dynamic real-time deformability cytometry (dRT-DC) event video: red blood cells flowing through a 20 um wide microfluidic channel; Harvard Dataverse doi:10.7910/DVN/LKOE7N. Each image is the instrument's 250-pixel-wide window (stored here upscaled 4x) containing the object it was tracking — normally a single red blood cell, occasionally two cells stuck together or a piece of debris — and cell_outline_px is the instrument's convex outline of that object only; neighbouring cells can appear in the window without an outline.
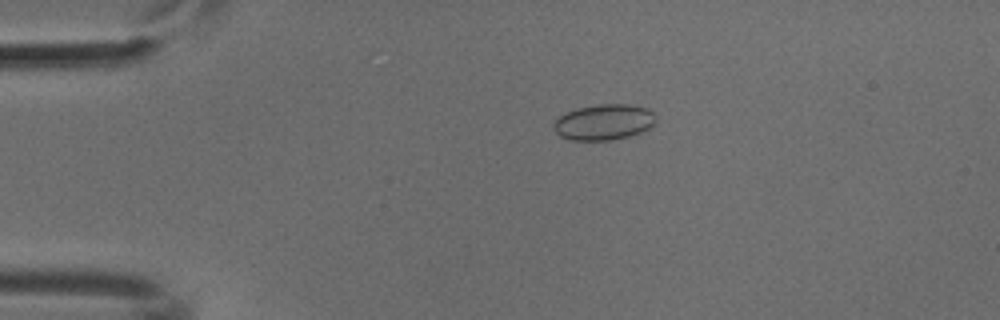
{"species": "common noctule bat (a hibernating species)", "species_latin": "Nyctalus noctula", "temperature_condition": "cold", "stored_images_in_passage": 48, "camera_frame_rate_fps": 3000, "um_per_image_px": 0.085, "animal": {"sex": "male", "body_mass_g": 18.8}, "frame": {"image": 1, "passage_image": 7, "time_ms": 2.0, "image_size_px": [1000, 320], "cell_outline_px": [[656, 124], [640, 132], [628, 136], [608, 140], [568, 140], [560, 136], [552, 128], [552, 124], [560, 116], [576, 108], [596, 104], [628, 104], [648, 108], [656, 116]], "centroid_in_image_um": [51.32, 10.37], "position_along_channel_um": 33.7, "area_um2": 21.39}}
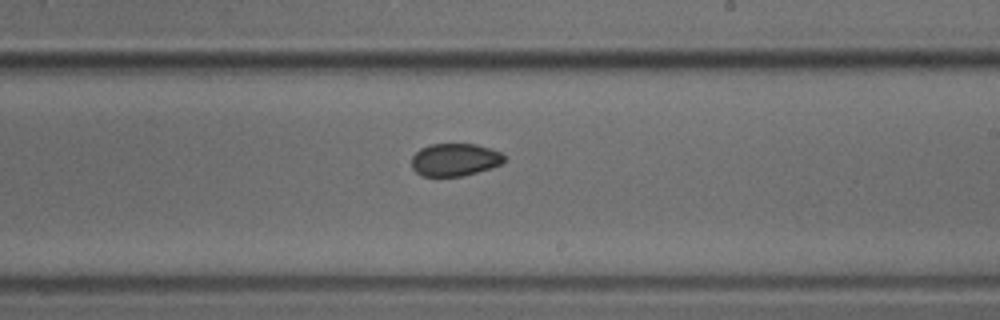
{"frame": {"image": 2, "passage_image": 27, "time_ms": 8.667, "image_size_px": [1000, 320], "cell_outline_px": [[504, 160], [500, 164], [492, 168], [464, 176], [420, 176], [412, 168], [412, 156], [420, 148], [432, 144], [476, 144], [492, 148], [500, 152], [504, 156]], "centroid_in_image_um": [38.66, 13.58], "position_along_channel_um": 250.3, "area_um2": 17.74}}
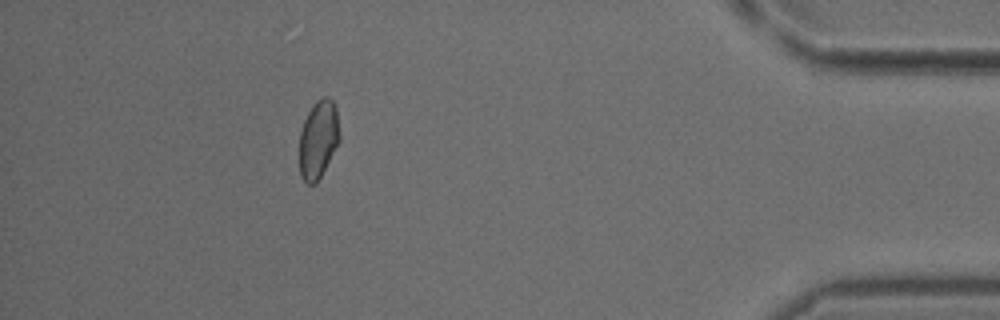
{"frame": {"image": 3, "passage_image": 43, "time_ms": 14.0, "image_size_px": [1000, 320], "cell_outline_px": [[340, 140], [316, 184], [308, 184], [300, 176], [300, 132], [304, 120], [308, 112], [316, 100], [324, 96], [328, 96], [332, 100], [336, 108], [340, 136]], "centroid_in_image_um": [27.06, 11.83], "position_along_channel_um": 408.1, "area_um2": 18.21}}